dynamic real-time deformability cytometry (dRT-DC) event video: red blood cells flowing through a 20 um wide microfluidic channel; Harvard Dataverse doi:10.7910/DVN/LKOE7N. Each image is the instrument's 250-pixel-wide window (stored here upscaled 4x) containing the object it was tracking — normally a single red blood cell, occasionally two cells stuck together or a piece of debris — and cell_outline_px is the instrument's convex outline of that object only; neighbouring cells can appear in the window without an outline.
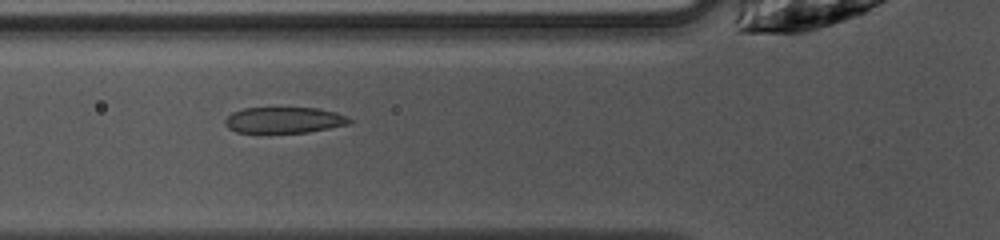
{"species": "common noctule bat (a hibernating species)", "species_latin": "Nyctalus noctula", "temperature_condition": "warm", "stored_images_in_passage": 40, "camera_frame_rate_fps": 3000, "um_per_image_px": 0.085, "animal": {"sex": "female", "body_mass_g": 10.0, "forearm_length_mm": 53.1}, "frame": {"image": 1, "passage_image": 8, "time_ms": 2.333, "image_size_px": [1000, 240], "cell_outline_px": [[352, 120], [348, 124], [308, 132], [236, 132], [228, 128], [224, 124], [224, 120], [232, 112], [244, 108], [320, 108], [336, 112], [348, 116]], "centroid_in_image_um": [24.15, 10.2], "position_along_channel_um": 101.7, "area_um2": 18.79}}
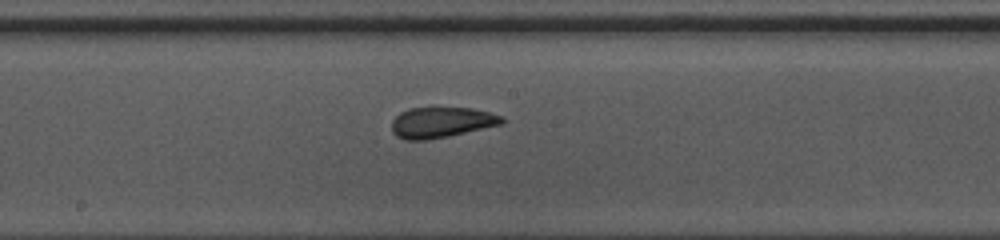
{"frame": {"image": 2, "passage_image": 16, "time_ms": 5.0, "image_size_px": [1000, 240], "cell_outline_px": [[504, 124], [448, 136], [428, 140], [404, 140], [396, 136], [392, 132], [392, 120], [400, 112], [408, 108], [436, 104], [472, 108], [504, 116]], "centroid_in_image_um": [37.51, 10.35], "position_along_channel_um": 210.7, "area_um2": 20.69}}
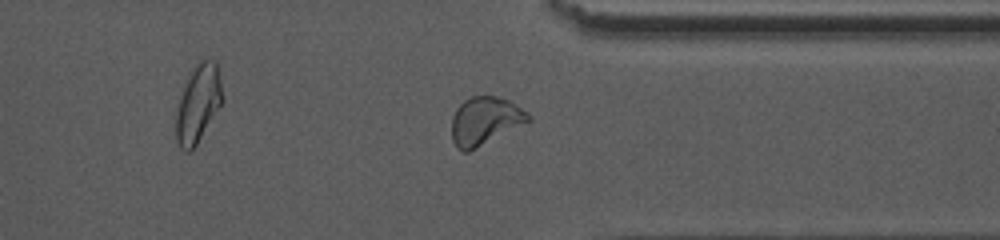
{"frame": {"image": 3, "passage_image": 28, "time_ms": 9.0, "image_size_px": [1000, 240], "cell_outline_px": [[532, 120], [468, 152], [464, 152], [456, 148], [452, 140], [452, 116], [456, 108], [464, 100], [472, 96], [496, 96], [508, 100], [528, 112], [532, 116]], "centroid_in_image_um": [41.22, 10.28], "position_along_channel_um": 370.2, "area_um2": 21.44}, "authors_computed_cell_mechanics": {"area_um2": 20.6924, "velocity_mm_per_s": 4.0601, "shape_relaxation_time_tau1_ms": 4.8768, "shape_relaxation_time_tau2_ms": 1.197, "deformation_change_tau1": 0.1509, "deformation_change_tau2": 0.0845}}